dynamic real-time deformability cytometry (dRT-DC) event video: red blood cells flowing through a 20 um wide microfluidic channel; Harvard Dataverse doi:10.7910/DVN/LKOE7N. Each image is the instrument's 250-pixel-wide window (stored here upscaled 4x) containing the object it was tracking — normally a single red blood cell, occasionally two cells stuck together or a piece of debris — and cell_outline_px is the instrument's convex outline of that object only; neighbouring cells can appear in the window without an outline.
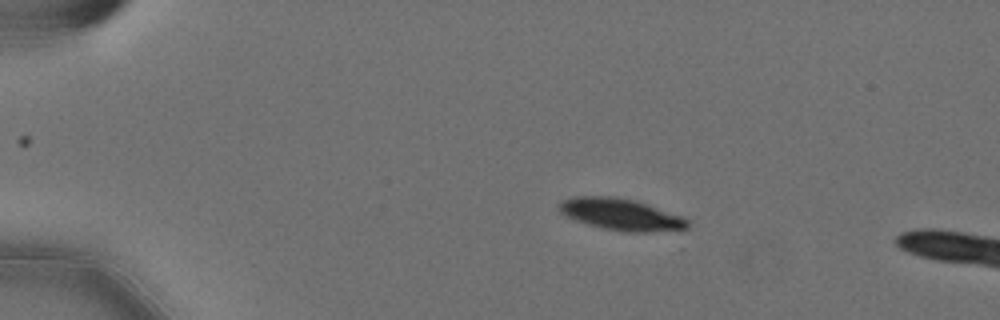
{"species": "Egyptian fruit bat (a non-hibernating species)", "species_latin": "Rousettus aegyptiacus", "temperature_condition": "cold", "stored_images_in_passage": 7, "camera_frame_rate_fps": 3000, "um_per_image_px": 0.085, "animal": {"sex": "female"}, "frame": {"image": 1, "passage_image": 1, "time_ms": 0.0, "image_size_px": [1000, 320], "cell_outline_px": [[688, 228], [680, 232], [624, 232], [604, 228], [588, 224], [564, 216], [560, 212], [560, 204], [564, 200], [576, 196], [616, 196], [636, 200], [684, 216], [688, 220]], "centroid_in_image_um": [52.9, 18.24], "position_along_channel_um": 32.1, "area_um2": 24.16}}